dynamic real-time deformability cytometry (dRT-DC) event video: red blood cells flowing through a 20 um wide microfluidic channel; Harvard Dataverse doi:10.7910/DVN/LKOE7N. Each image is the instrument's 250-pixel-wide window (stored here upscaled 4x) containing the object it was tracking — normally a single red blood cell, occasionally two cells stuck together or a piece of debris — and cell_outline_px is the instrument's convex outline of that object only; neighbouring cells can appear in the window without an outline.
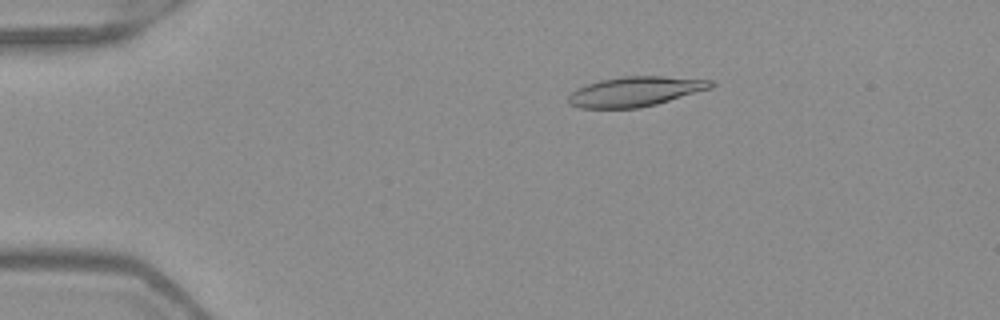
{"species": "Egyptian fruit bat (a non-hibernating species)", "species_latin": "Rousettus aegyptiacus", "temperature_condition": "warm", "stored_images_in_passage": 46, "camera_frame_rate_fps": 3000, "um_per_image_px": 0.085, "frame": {"image": 1, "passage_image": 5, "time_ms": 1.333, "image_size_px": [1000, 320], "cell_outline_px": [[716, 84], [712, 88], [656, 104], [640, 108], [580, 108], [568, 104], [568, 96], [576, 88], [600, 80], [624, 76], [664, 76], [712, 80]], "centroid_in_image_um": [54.0, 7.78], "position_along_channel_um": 31.0, "area_um2": 24.8}}
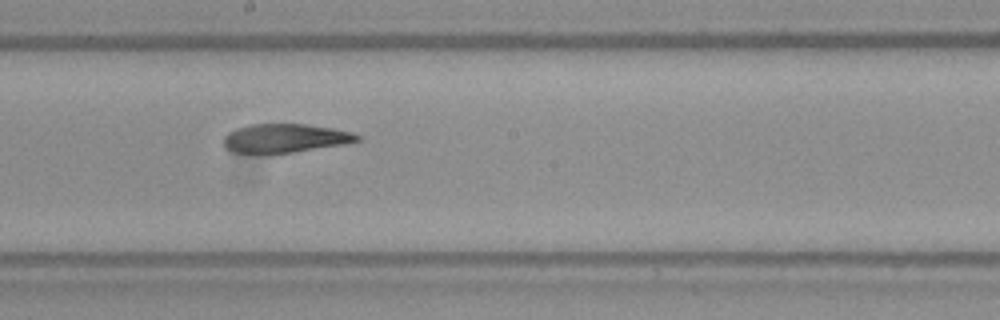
{"frame": {"image": 2, "passage_image": 24, "time_ms": 7.667, "image_size_px": [1000, 320], "cell_outline_px": [[360, 140], [348, 144], [272, 156], [268, 156], [232, 152], [224, 148], [224, 136], [228, 132], [236, 128], [248, 124], [308, 124], [332, 128], [352, 132], [360, 136]], "centroid_in_image_um": [24.19, 11.79], "position_along_channel_um": 224.0, "area_um2": 23.47}}
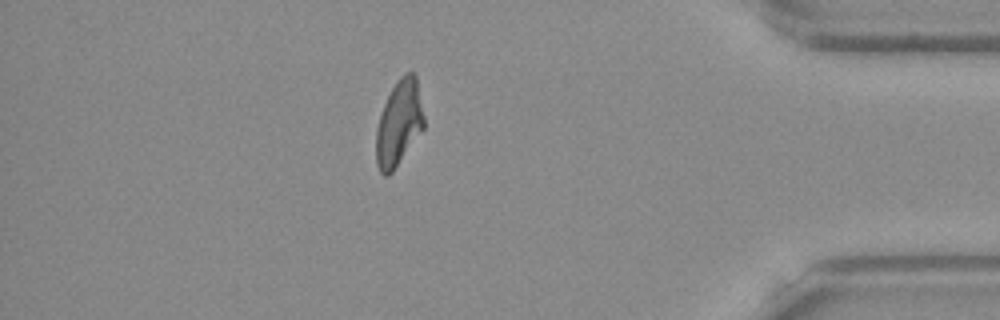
{"frame": {"image": 3, "passage_image": 40, "time_ms": 13.0, "image_size_px": [1000, 320], "cell_outline_px": [[424, 128], [392, 172], [388, 176], [384, 176], [380, 172], [376, 164], [376, 128], [384, 104], [396, 80], [404, 72], [412, 72], [416, 76], [424, 116]], "centroid_in_image_um": [33.9, 10.46], "position_along_channel_um": 401.3, "area_um2": 23.76}, "authors_computed_cell_mechanics": {"area_um2": 24.0448, "velocity_mm_per_s": 3.9906, "shape_relaxation_time_tau1_ms": null, "shape_relaxation_time_tau2_ms": 4.9875, "deformation_change_tau1": null, "deformation_change_tau2": 0.1473}}